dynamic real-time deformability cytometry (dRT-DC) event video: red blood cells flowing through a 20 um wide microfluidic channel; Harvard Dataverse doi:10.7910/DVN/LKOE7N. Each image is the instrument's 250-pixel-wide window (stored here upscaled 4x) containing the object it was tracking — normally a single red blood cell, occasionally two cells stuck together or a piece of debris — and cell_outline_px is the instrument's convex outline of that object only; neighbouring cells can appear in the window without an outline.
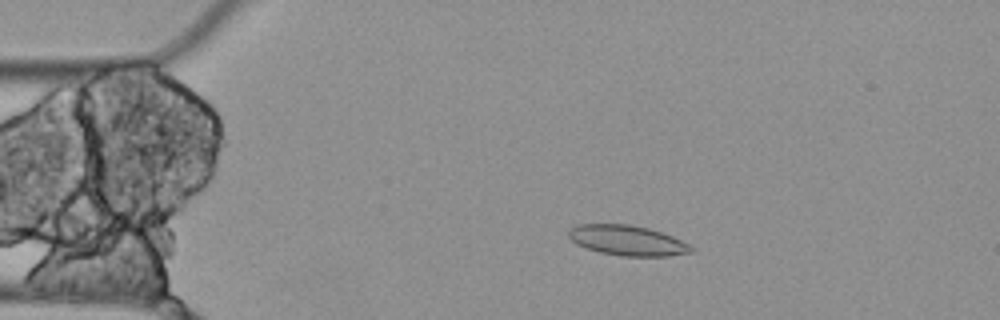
{"species": "Egyptian fruit bat (a non-hibernating species)", "species_latin": "Rousettus aegyptiacus", "temperature_condition": "cold", "stored_images_in_passage": 4, "camera_frame_rate_fps": 3000, "um_per_image_px": 0.085, "animal": {"sex": "female"}, "frame": {"image": 1, "passage_image": 2, "time_ms": 0.333, "image_size_px": [1000, 320], "cell_outline_px": [[692, 252], [668, 256], [620, 256], [600, 252], [576, 244], [568, 236], [568, 232], [576, 224], [628, 224], [648, 228], [672, 236], [688, 244], [692, 248]], "centroid_in_image_um": [53.3, 20.43], "position_along_channel_um": 31.7, "area_um2": 21.33}}
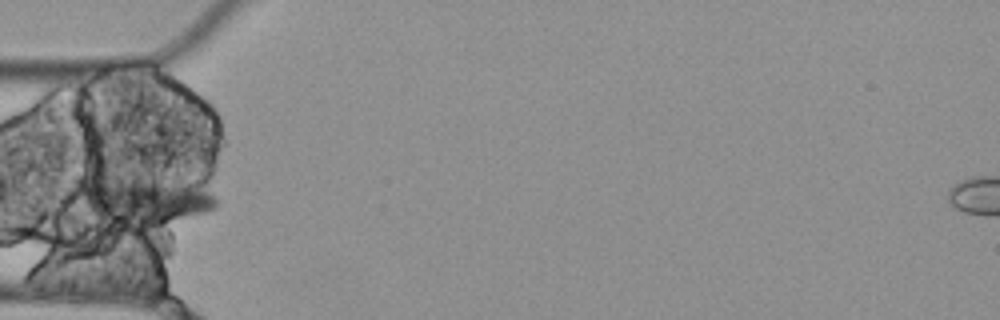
{"frame": {"image": 2, "passage_image": 4, "time_ms": 1.0, "image_size_px": [1000, 320], "cell_outline_px": [[216, 208], [208, 212], [168, 220], [144, 224], [92, 224], [80, 200], [92, 176], [172, 176], [200, 180], [216, 200]], "centroid_in_image_um": [12.28, 16.93], "position_along_channel_um": 72.7, "area_um2": 39.59}}